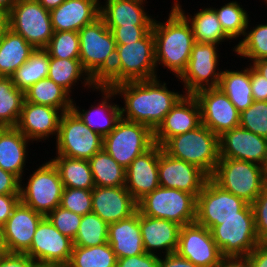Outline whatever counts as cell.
<instances>
[{
    "label": "cell",
    "mask_w": 267,
    "mask_h": 267,
    "mask_svg": "<svg viewBox=\"0 0 267 267\" xmlns=\"http://www.w3.org/2000/svg\"><path fill=\"white\" fill-rule=\"evenodd\" d=\"M159 78L128 81L112 87L116 95L124 100V107H120L121 118L147 125L153 131L159 126L184 95L169 90Z\"/></svg>",
    "instance_id": "obj_1"
},
{
    "label": "cell",
    "mask_w": 267,
    "mask_h": 267,
    "mask_svg": "<svg viewBox=\"0 0 267 267\" xmlns=\"http://www.w3.org/2000/svg\"><path fill=\"white\" fill-rule=\"evenodd\" d=\"M152 32L156 67L164 65L178 78L186 69L193 45L196 43L189 22L172 6L167 21L160 22L154 19Z\"/></svg>",
    "instance_id": "obj_2"
},
{
    "label": "cell",
    "mask_w": 267,
    "mask_h": 267,
    "mask_svg": "<svg viewBox=\"0 0 267 267\" xmlns=\"http://www.w3.org/2000/svg\"><path fill=\"white\" fill-rule=\"evenodd\" d=\"M155 41L152 30L141 40L117 44L112 71L98 84L106 88L128 82L158 77Z\"/></svg>",
    "instance_id": "obj_3"
},
{
    "label": "cell",
    "mask_w": 267,
    "mask_h": 267,
    "mask_svg": "<svg viewBox=\"0 0 267 267\" xmlns=\"http://www.w3.org/2000/svg\"><path fill=\"white\" fill-rule=\"evenodd\" d=\"M78 35L79 60L84 70L99 84L112 71L116 41L101 17L84 26Z\"/></svg>",
    "instance_id": "obj_4"
},
{
    "label": "cell",
    "mask_w": 267,
    "mask_h": 267,
    "mask_svg": "<svg viewBox=\"0 0 267 267\" xmlns=\"http://www.w3.org/2000/svg\"><path fill=\"white\" fill-rule=\"evenodd\" d=\"M162 149L174 158L195 165L208 177L212 176L220 159L219 137L203 124L169 138Z\"/></svg>",
    "instance_id": "obj_5"
},
{
    "label": "cell",
    "mask_w": 267,
    "mask_h": 267,
    "mask_svg": "<svg viewBox=\"0 0 267 267\" xmlns=\"http://www.w3.org/2000/svg\"><path fill=\"white\" fill-rule=\"evenodd\" d=\"M230 218H254L251 204L224 190L209 177L196 197L195 222L210 229Z\"/></svg>",
    "instance_id": "obj_6"
},
{
    "label": "cell",
    "mask_w": 267,
    "mask_h": 267,
    "mask_svg": "<svg viewBox=\"0 0 267 267\" xmlns=\"http://www.w3.org/2000/svg\"><path fill=\"white\" fill-rule=\"evenodd\" d=\"M210 178L248 204L254 202L266 185L263 166L238 159L220 158Z\"/></svg>",
    "instance_id": "obj_7"
},
{
    "label": "cell",
    "mask_w": 267,
    "mask_h": 267,
    "mask_svg": "<svg viewBox=\"0 0 267 267\" xmlns=\"http://www.w3.org/2000/svg\"><path fill=\"white\" fill-rule=\"evenodd\" d=\"M145 216L166 219L181 226L195 222L196 197L175 188L159 186L137 202Z\"/></svg>",
    "instance_id": "obj_8"
},
{
    "label": "cell",
    "mask_w": 267,
    "mask_h": 267,
    "mask_svg": "<svg viewBox=\"0 0 267 267\" xmlns=\"http://www.w3.org/2000/svg\"><path fill=\"white\" fill-rule=\"evenodd\" d=\"M34 171L27 178V183L21 181L20 201L35 212L47 216L60 206L64 185L51 160L44 162Z\"/></svg>",
    "instance_id": "obj_9"
},
{
    "label": "cell",
    "mask_w": 267,
    "mask_h": 267,
    "mask_svg": "<svg viewBox=\"0 0 267 267\" xmlns=\"http://www.w3.org/2000/svg\"><path fill=\"white\" fill-rule=\"evenodd\" d=\"M154 144V131L150 127L123 118L103 137V149L125 169Z\"/></svg>",
    "instance_id": "obj_10"
},
{
    "label": "cell",
    "mask_w": 267,
    "mask_h": 267,
    "mask_svg": "<svg viewBox=\"0 0 267 267\" xmlns=\"http://www.w3.org/2000/svg\"><path fill=\"white\" fill-rule=\"evenodd\" d=\"M55 146L56 155L89 160L103 149V137L91 130L71 109L61 116Z\"/></svg>",
    "instance_id": "obj_11"
},
{
    "label": "cell",
    "mask_w": 267,
    "mask_h": 267,
    "mask_svg": "<svg viewBox=\"0 0 267 267\" xmlns=\"http://www.w3.org/2000/svg\"><path fill=\"white\" fill-rule=\"evenodd\" d=\"M8 18L9 28L35 49H44L53 36L50 11L37 0H18L8 12Z\"/></svg>",
    "instance_id": "obj_12"
},
{
    "label": "cell",
    "mask_w": 267,
    "mask_h": 267,
    "mask_svg": "<svg viewBox=\"0 0 267 267\" xmlns=\"http://www.w3.org/2000/svg\"><path fill=\"white\" fill-rule=\"evenodd\" d=\"M219 45L196 42L193 45L186 69L177 78L184 85V94L218 87L222 69H218Z\"/></svg>",
    "instance_id": "obj_13"
},
{
    "label": "cell",
    "mask_w": 267,
    "mask_h": 267,
    "mask_svg": "<svg viewBox=\"0 0 267 267\" xmlns=\"http://www.w3.org/2000/svg\"><path fill=\"white\" fill-rule=\"evenodd\" d=\"M224 257L247 256L260 242L254 218H230L210 229Z\"/></svg>",
    "instance_id": "obj_14"
},
{
    "label": "cell",
    "mask_w": 267,
    "mask_h": 267,
    "mask_svg": "<svg viewBox=\"0 0 267 267\" xmlns=\"http://www.w3.org/2000/svg\"><path fill=\"white\" fill-rule=\"evenodd\" d=\"M176 253L198 267H217L224 257L210 230L196 222L181 226Z\"/></svg>",
    "instance_id": "obj_15"
},
{
    "label": "cell",
    "mask_w": 267,
    "mask_h": 267,
    "mask_svg": "<svg viewBox=\"0 0 267 267\" xmlns=\"http://www.w3.org/2000/svg\"><path fill=\"white\" fill-rule=\"evenodd\" d=\"M194 96L200 106L202 124L218 137L239 126L240 112L219 88L202 89Z\"/></svg>",
    "instance_id": "obj_16"
},
{
    "label": "cell",
    "mask_w": 267,
    "mask_h": 267,
    "mask_svg": "<svg viewBox=\"0 0 267 267\" xmlns=\"http://www.w3.org/2000/svg\"><path fill=\"white\" fill-rule=\"evenodd\" d=\"M73 246V240L57 230L45 216L37 226L30 249L25 254L34 262L66 266Z\"/></svg>",
    "instance_id": "obj_17"
},
{
    "label": "cell",
    "mask_w": 267,
    "mask_h": 267,
    "mask_svg": "<svg viewBox=\"0 0 267 267\" xmlns=\"http://www.w3.org/2000/svg\"><path fill=\"white\" fill-rule=\"evenodd\" d=\"M158 177L160 186L175 188L193 194L195 197L209 178L195 165L168 155L160 145Z\"/></svg>",
    "instance_id": "obj_18"
},
{
    "label": "cell",
    "mask_w": 267,
    "mask_h": 267,
    "mask_svg": "<svg viewBox=\"0 0 267 267\" xmlns=\"http://www.w3.org/2000/svg\"><path fill=\"white\" fill-rule=\"evenodd\" d=\"M220 158L244 160L265 166L267 163V138L238 126L219 136Z\"/></svg>",
    "instance_id": "obj_19"
},
{
    "label": "cell",
    "mask_w": 267,
    "mask_h": 267,
    "mask_svg": "<svg viewBox=\"0 0 267 267\" xmlns=\"http://www.w3.org/2000/svg\"><path fill=\"white\" fill-rule=\"evenodd\" d=\"M202 124L200 106L192 94H184L154 130V142L162 146L169 138Z\"/></svg>",
    "instance_id": "obj_20"
},
{
    "label": "cell",
    "mask_w": 267,
    "mask_h": 267,
    "mask_svg": "<svg viewBox=\"0 0 267 267\" xmlns=\"http://www.w3.org/2000/svg\"><path fill=\"white\" fill-rule=\"evenodd\" d=\"M63 112L57 108L38 105L24 100L16 128L30 141L57 139Z\"/></svg>",
    "instance_id": "obj_21"
},
{
    "label": "cell",
    "mask_w": 267,
    "mask_h": 267,
    "mask_svg": "<svg viewBox=\"0 0 267 267\" xmlns=\"http://www.w3.org/2000/svg\"><path fill=\"white\" fill-rule=\"evenodd\" d=\"M137 210V201L125 186L92 189V212L108 225L131 217Z\"/></svg>",
    "instance_id": "obj_22"
},
{
    "label": "cell",
    "mask_w": 267,
    "mask_h": 267,
    "mask_svg": "<svg viewBox=\"0 0 267 267\" xmlns=\"http://www.w3.org/2000/svg\"><path fill=\"white\" fill-rule=\"evenodd\" d=\"M158 164L159 145L155 143L126 168L125 188L137 202L160 186Z\"/></svg>",
    "instance_id": "obj_23"
},
{
    "label": "cell",
    "mask_w": 267,
    "mask_h": 267,
    "mask_svg": "<svg viewBox=\"0 0 267 267\" xmlns=\"http://www.w3.org/2000/svg\"><path fill=\"white\" fill-rule=\"evenodd\" d=\"M44 217L20 201L4 225L8 253L25 254L30 249L37 226Z\"/></svg>",
    "instance_id": "obj_24"
},
{
    "label": "cell",
    "mask_w": 267,
    "mask_h": 267,
    "mask_svg": "<svg viewBox=\"0 0 267 267\" xmlns=\"http://www.w3.org/2000/svg\"><path fill=\"white\" fill-rule=\"evenodd\" d=\"M99 0H65L50 11L54 32L76 31L100 17Z\"/></svg>",
    "instance_id": "obj_25"
},
{
    "label": "cell",
    "mask_w": 267,
    "mask_h": 267,
    "mask_svg": "<svg viewBox=\"0 0 267 267\" xmlns=\"http://www.w3.org/2000/svg\"><path fill=\"white\" fill-rule=\"evenodd\" d=\"M140 228L146 253L156 255L157 251H160L157 253L160 256L161 253L168 255L176 252L181 225L140 213Z\"/></svg>",
    "instance_id": "obj_26"
},
{
    "label": "cell",
    "mask_w": 267,
    "mask_h": 267,
    "mask_svg": "<svg viewBox=\"0 0 267 267\" xmlns=\"http://www.w3.org/2000/svg\"><path fill=\"white\" fill-rule=\"evenodd\" d=\"M96 89V91L102 93L103 98L99 101L100 103L98 102L97 105H91V109L81 110L74 102L75 100H73L72 110L91 130L104 137L115 128L117 122L121 119V110L120 105L111 101L116 96L112 88L98 85Z\"/></svg>",
    "instance_id": "obj_27"
},
{
    "label": "cell",
    "mask_w": 267,
    "mask_h": 267,
    "mask_svg": "<svg viewBox=\"0 0 267 267\" xmlns=\"http://www.w3.org/2000/svg\"><path fill=\"white\" fill-rule=\"evenodd\" d=\"M108 244L112 247L117 259L146 253L143 247L138 210L127 219L109 224Z\"/></svg>",
    "instance_id": "obj_28"
},
{
    "label": "cell",
    "mask_w": 267,
    "mask_h": 267,
    "mask_svg": "<svg viewBox=\"0 0 267 267\" xmlns=\"http://www.w3.org/2000/svg\"><path fill=\"white\" fill-rule=\"evenodd\" d=\"M100 5V17L107 28L112 30L117 26L153 25V16L144 7L146 0H104Z\"/></svg>",
    "instance_id": "obj_29"
},
{
    "label": "cell",
    "mask_w": 267,
    "mask_h": 267,
    "mask_svg": "<svg viewBox=\"0 0 267 267\" xmlns=\"http://www.w3.org/2000/svg\"><path fill=\"white\" fill-rule=\"evenodd\" d=\"M29 142L16 127L0 129V168L16 175L21 181L24 180Z\"/></svg>",
    "instance_id": "obj_30"
},
{
    "label": "cell",
    "mask_w": 267,
    "mask_h": 267,
    "mask_svg": "<svg viewBox=\"0 0 267 267\" xmlns=\"http://www.w3.org/2000/svg\"><path fill=\"white\" fill-rule=\"evenodd\" d=\"M173 6L186 18L189 22L195 42L212 43L219 45L225 40H231L223 31L218 20L217 14L213 7L199 9L194 16L185 14L180 1L174 0Z\"/></svg>",
    "instance_id": "obj_31"
},
{
    "label": "cell",
    "mask_w": 267,
    "mask_h": 267,
    "mask_svg": "<svg viewBox=\"0 0 267 267\" xmlns=\"http://www.w3.org/2000/svg\"><path fill=\"white\" fill-rule=\"evenodd\" d=\"M34 51L30 43L9 28L0 41V76L11 77Z\"/></svg>",
    "instance_id": "obj_32"
},
{
    "label": "cell",
    "mask_w": 267,
    "mask_h": 267,
    "mask_svg": "<svg viewBox=\"0 0 267 267\" xmlns=\"http://www.w3.org/2000/svg\"><path fill=\"white\" fill-rule=\"evenodd\" d=\"M48 78L64 88L70 95L72 90L77 86L76 83L81 81L85 88L96 89L98 84L82 67L79 59H58L49 57ZM84 80L82 82V80Z\"/></svg>",
    "instance_id": "obj_33"
},
{
    "label": "cell",
    "mask_w": 267,
    "mask_h": 267,
    "mask_svg": "<svg viewBox=\"0 0 267 267\" xmlns=\"http://www.w3.org/2000/svg\"><path fill=\"white\" fill-rule=\"evenodd\" d=\"M217 88L227 95L240 113L246 110L254 102L250 83V66L240 71L225 69L222 71Z\"/></svg>",
    "instance_id": "obj_34"
},
{
    "label": "cell",
    "mask_w": 267,
    "mask_h": 267,
    "mask_svg": "<svg viewBox=\"0 0 267 267\" xmlns=\"http://www.w3.org/2000/svg\"><path fill=\"white\" fill-rule=\"evenodd\" d=\"M25 101L38 105L51 106L62 112L72 109L73 97L51 79L44 78L24 92Z\"/></svg>",
    "instance_id": "obj_35"
},
{
    "label": "cell",
    "mask_w": 267,
    "mask_h": 267,
    "mask_svg": "<svg viewBox=\"0 0 267 267\" xmlns=\"http://www.w3.org/2000/svg\"><path fill=\"white\" fill-rule=\"evenodd\" d=\"M51 161L58 169L64 187L87 190L95 187L88 160L56 155Z\"/></svg>",
    "instance_id": "obj_36"
},
{
    "label": "cell",
    "mask_w": 267,
    "mask_h": 267,
    "mask_svg": "<svg viewBox=\"0 0 267 267\" xmlns=\"http://www.w3.org/2000/svg\"><path fill=\"white\" fill-rule=\"evenodd\" d=\"M88 161L95 186H125L126 169L118 164L104 149L95 153Z\"/></svg>",
    "instance_id": "obj_37"
},
{
    "label": "cell",
    "mask_w": 267,
    "mask_h": 267,
    "mask_svg": "<svg viewBox=\"0 0 267 267\" xmlns=\"http://www.w3.org/2000/svg\"><path fill=\"white\" fill-rule=\"evenodd\" d=\"M25 100L24 92L19 90L11 77L0 76V125L16 127Z\"/></svg>",
    "instance_id": "obj_38"
},
{
    "label": "cell",
    "mask_w": 267,
    "mask_h": 267,
    "mask_svg": "<svg viewBox=\"0 0 267 267\" xmlns=\"http://www.w3.org/2000/svg\"><path fill=\"white\" fill-rule=\"evenodd\" d=\"M49 73V54L44 49H35L29 59L11 76L14 85L25 92Z\"/></svg>",
    "instance_id": "obj_39"
},
{
    "label": "cell",
    "mask_w": 267,
    "mask_h": 267,
    "mask_svg": "<svg viewBox=\"0 0 267 267\" xmlns=\"http://www.w3.org/2000/svg\"><path fill=\"white\" fill-rule=\"evenodd\" d=\"M117 256L107 243L93 247L73 246L66 267H116Z\"/></svg>",
    "instance_id": "obj_40"
},
{
    "label": "cell",
    "mask_w": 267,
    "mask_h": 267,
    "mask_svg": "<svg viewBox=\"0 0 267 267\" xmlns=\"http://www.w3.org/2000/svg\"><path fill=\"white\" fill-rule=\"evenodd\" d=\"M249 23L248 20L245 34L241 41L239 40L238 44L234 46L233 51L240 58H247L250 62L267 59V23L256 24L253 26L254 28Z\"/></svg>",
    "instance_id": "obj_41"
},
{
    "label": "cell",
    "mask_w": 267,
    "mask_h": 267,
    "mask_svg": "<svg viewBox=\"0 0 267 267\" xmlns=\"http://www.w3.org/2000/svg\"><path fill=\"white\" fill-rule=\"evenodd\" d=\"M242 4L237 1H230L218 8H213L217 14L218 20L224 33L231 39H237L244 36L249 19L248 12Z\"/></svg>",
    "instance_id": "obj_42"
},
{
    "label": "cell",
    "mask_w": 267,
    "mask_h": 267,
    "mask_svg": "<svg viewBox=\"0 0 267 267\" xmlns=\"http://www.w3.org/2000/svg\"><path fill=\"white\" fill-rule=\"evenodd\" d=\"M109 225L97 214L89 213L82 216L77 235L73 240L74 246L93 247L108 242Z\"/></svg>",
    "instance_id": "obj_43"
},
{
    "label": "cell",
    "mask_w": 267,
    "mask_h": 267,
    "mask_svg": "<svg viewBox=\"0 0 267 267\" xmlns=\"http://www.w3.org/2000/svg\"><path fill=\"white\" fill-rule=\"evenodd\" d=\"M44 50L49 57L58 59H79V35L76 31L54 32Z\"/></svg>",
    "instance_id": "obj_44"
},
{
    "label": "cell",
    "mask_w": 267,
    "mask_h": 267,
    "mask_svg": "<svg viewBox=\"0 0 267 267\" xmlns=\"http://www.w3.org/2000/svg\"><path fill=\"white\" fill-rule=\"evenodd\" d=\"M239 126L267 138V101H254L240 113Z\"/></svg>",
    "instance_id": "obj_45"
},
{
    "label": "cell",
    "mask_w": 267,
    "mask_h": 267,
    "mask_svg": "<svg viewBox=\"0 0 267 267\" xmlns=\"http://www.w3.org/2000/svg\"><path fill=\"white\" fill-rule=\"evenodd\" d=\"M60 206L81 216L92 213V190L64 187Z\"/></svg>",
    "instance_id": "obj_46"
},
{
    "label": "cell",
    "mask_w": 267,
    "mask_h": 267,
    "mask_svg": "<svg viewBox=\"0 0 267 267\" xmlns=\"http://www.w3.org/2000/svg\"><path fill=\"white\" fill-rule=\"evenodd\" d=\"M46 217L52 223V225L63 235L74 240L75 236L78 233L79 225L82 220L81 215L58 206Z\"/></svg>",
    "instance_id": "obj_47"
},
{
    "label": "cell",
    "mask_w": 267,
    "mask_h": 267,
    "mask_svg": "<svg viewBox=\"0 0 267 267\" xmlns=\"http://www.w3.org/2000/svg\"><path fill=\"white\" fill-rule=\"evenodd\" d=\"M259 242H267V184L251 204Z\"/></svg>",
    "instance_id": "obj_48"
},
{
    "label": "cell",
    "mask_w": 267,
    "mask_h": 267,
    "mask_svg": "<svg viewBox=\"0 0 267 267\" xmlns=\"http://www.w3.org/2000/svg\"><path fill=\"white\" fill-rule=\"evenodd\" d=\"M153 25L117 26L111 30L116 44H129L141 40Z\"/></svg>",
    "instance_id": "obj_49"
},
{
    "label": "cell",
    "mask_w": 267,
    "mask_h": 267,
    "mask_svg": "<svg viewBox=\"0 0 267 267\" xmlns=\"http://www.w3.org/2000/svg\"><path fill=\"white\" fill-rule=\"evenodd\" d=\"M159 256L144 253L132 257L117 259L116 267H158Z\"/></svg>",
    "instance_id": "obj_50"
},
{
    "label": "cell",
    "mask_w": 267,
    "mask_h": 267,
    "mask_svg": "<svg viewBox=\"0 0 267 267\" xmlns=\"http://www.w3.org/2000/svg\"><path fill=\"white\" fill-rule=\"evenodd\" d=\"M250 83L254 101H267V79L250 64Z\"/></svg>",
    "instance_id": "obj_51"
},
{
    "label": "cell",
    "mask_w": 267,
    "mask_h": 267,
    "mask_svg": "<svg viewBox=\"0 0 267 267\" xmlns=\"http://www.w3.org/2000/svg\"><path fill=\"white\" fill-rule=\"evenodd\" d=\"M21 180L14 174L0 168V195L20 194Z\"/></svg>",
    "instance_id": "obj_52"
},
{
    "label": "cell",
    "mask_w": 267,
    "mask_h": 267,
    "mask_svg": "<svg viewBox=\"0 0 267 267\" xmlns=\"http://www.w3.org/2000/svg\"><path fill=\"white\" fill-rule=\"evenodd\" d=\"M33 263L27 254L0 253V267H32Z\"/></svg>",
    "instance_id": "obj_53"
},
{
    "label": "cell",
    "mask_w": 267,
    "mask_h": 267,
    "mask_svg": "<svg viewBox=\"0 0 267 267\" xmlns=\"http://www.w3.org/2000/svg\"><path fill=\"white\" fill-rule=\"evenodd\" d=\"M20 202V194L0 195V224L5 225L14 208Z\"/></svg>",
    "instance_id": "obj_54"
},
{
    "label": "cell",
    "mask_w": 267,
    "mask_h": 267,
    "mask_svg": "<svg viewBox=\"0 0 267 267\" xmlns=\"http://www.w3.org/2000/svg\"><path fill=\"white\" fill-rule=\"evenodd\" d=\"M164 257V258H163ZM158 267H198L191 261L179 256L176 252L159 256Z\"/></svg>",
    "instance_id": "obj_55"
},
{
    "label": "cell",
    "mask_w": 267,
    "mask_h": 267,
    "mask_svg": "<svg viewBox=\"0 0 267 267\" xmlns=\"http://www.w3.org/2000/svg\"><path fill=\"white\" fill-rule=\"evenodd\" d=\"M247 257L252 267H267V242H260Z\"/></svg>",
    "instance_id": "obj_56"
},
{
    "label": "cell",
    "mask_w": 267,
    "mask_h": 267,
    "mask_svg": "<svg viewBox=\"0 0 267 267\" xmlns=\"http://www.w3.org/2000/svg\"><path fill=\"white\" fill-rule=\"evenodd\" d=\"M217 267H250L247 256L223 257Z\"/></svg>",
    "instance_id": "obj_57"
},
{
    "label": "cell",
    "mask_w": 267,
    "mask_h": 267,
    "mask_svg": "<svg viewBox=\"0 0 267 267\" xmlns=\"http://www.w3.org/2000/svg\"><path fill=\"white\" fill-rule=\"evenodd\" d=\"M253 63V64H252ZM252 64L251 66L261 75H263L264 78L267 79V59H261V60H256L249 65Z\"/></svg>",
    "instance_id": "obj_58"
},
{
    "label": "cell",
    "mask_w": 267,
    "mask_h": 267,
    "mask_svg": "<svg viewBox=\"0 0 267 267\" xmlns=\"http://www.w3.org/2000/svg\"><path fill=\"white\" fill-rule=\"evenodd\" d=\"M8 29H9L8 13L0 10V41Z\"/></svg>",
    "instance_id": "obj_59"
},
{
    "label": "cell",
    "mask_w": 267,
    "mask_h": 267,
    "mask_svg": "<svg viewBox=\"0 0 267 267\" xmlns=\"http://www.w3.org/2000/svg\"><path fill=\"white\" fill-rule=\"evenodd\" d=\"M45 9L51 11L56 9L65 0H37Z\"/></svg>",
    "instance_id": "obj_60"
},
{
    "label": "cell",
    "mask_w": 267,
    "mask_h": 267,
    "mask_svg": "<svg viewBox=\"0 0 267 267\" xmlns=\"http://www.w3.org/2000/svg\"><path fill=\"white\" fill-rule=\"evenodd\" d=\"M0 253H8L5 241L4 226L0 224Z\"/></svg>",
    "instance_id": "obj_61"
},
{
    "label": "cell",
    "mask_w": 267,
    "mask_h": 267,
    "mask_svg": "<svg viewBox=\"0 0 267 267\" xmlns=\"http://www.w3.org/2000/svg\"><path fill=\"white\" fill-rule=\"evenodd\" d=\"M18 0H0V10L8 13Z\"/></svg>",
    "instance_id": "obj_62"
},
{
    "label": "cell",
    "mask_w": 267,
    "mask_h": 267,
    "mask_svg": "<svg viewBox=\"0 0 267 267\" xmlns=\"http://www.w3.org/2000/svg\"><path fill=\"white\" fill-rule=\"evenodd\" d=\"M32 267H66L64 265L61 264H50V263H38V262H34Z\"/></svg>",
    "instance_id": "obj_63"
},
{
    "label": "cell",
    "mask_w": 267,
    "mask_h": 267,
    "mask_svg": "<svg viewBox=\"0 0 267 267\" xmlns=\"http://www.w3.org/2000/svg\"><path fill=\"white\" fill-rule=\"evenodd\" d=\"M264 173H265V181H266V184H267V163L264 166Z\"/></svg>",
    "instance_id": "obj_64"
}]
</instances>
